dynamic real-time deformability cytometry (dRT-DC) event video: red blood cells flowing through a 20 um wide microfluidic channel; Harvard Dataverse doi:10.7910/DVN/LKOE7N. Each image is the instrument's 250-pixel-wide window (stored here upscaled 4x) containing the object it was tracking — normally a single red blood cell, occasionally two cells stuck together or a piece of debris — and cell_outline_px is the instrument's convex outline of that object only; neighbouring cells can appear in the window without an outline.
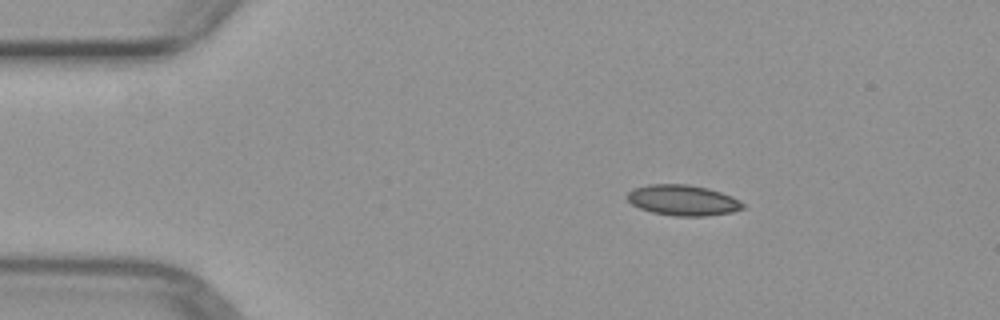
{"species": "common noctule bat (a hibernating species)", "species_latin": "Nyctalus noctula", "temperature_condition": "warm", "stored_images_in_passage": 3, "camera_frame_rate_fps": 3000, "um_per_image_px": 0.085, "animal": {"sex": "female", "body_mass_g": 29.2, "forearm_length_mm": 56.3}, "frame": {"image": 1, "passage_image": 2, "time_ms": 1.333, "image_size_px": [1000, 320], "cell_outline_px": [[744, 208], [732, 212], [708, 216], [676, 216], [652, 212], [640, 208], [632, 204], [628, 200], [628, 192], [632, 188], [648, 184], [688, 184], [708, 188], [732, 196], [740, 200], [744, 204]], "centroid_in_image_um": [58.06, 17.01], "position_along_channel_um": 26.9, "area_um2": 20.69}}